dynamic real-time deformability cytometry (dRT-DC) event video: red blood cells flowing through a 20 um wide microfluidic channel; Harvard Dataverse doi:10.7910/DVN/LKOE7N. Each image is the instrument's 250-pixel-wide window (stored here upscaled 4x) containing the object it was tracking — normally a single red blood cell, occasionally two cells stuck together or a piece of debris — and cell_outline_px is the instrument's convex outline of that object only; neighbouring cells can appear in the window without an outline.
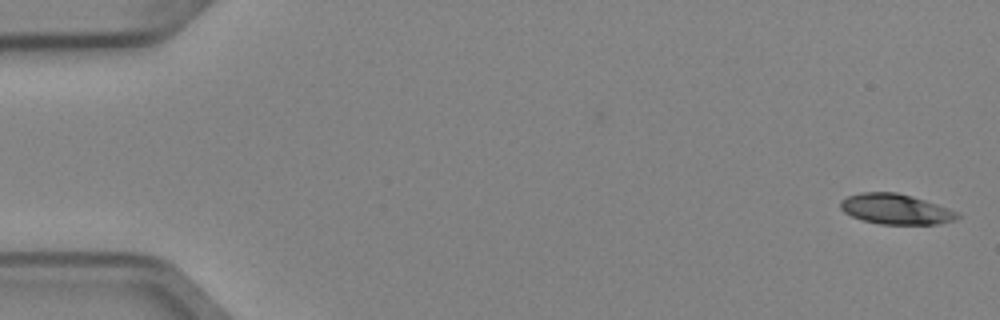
{"species": "Egyptian fruit bat (a non-hibernating species)", "species_latin": "Rousettus aegyptiacus", "temperature_condition": "cold", "stored_images_in_passage": 5, "camera_frame_rate_fps": 3000, "um_per_image_px": 0.085, "animal": {"sex": "female"}, "frame": {"image": 1, "passage_image": 1, "time_ms": 0.0, "image_size_px": [1000, 320], "cell_outline_px": [[960, 216], [956, 220], [940, 224], [880, 224], [864, 220], [852, 216], [844, 212], [840, 208], [840, 200], [848, 196], [860, 192], [896, 192], [912, 196], [960, 212]], "centroid_in_image_um": [76.15, 17.77], "position_along_channel_um": 8.8, "area_um2": 20.69}}
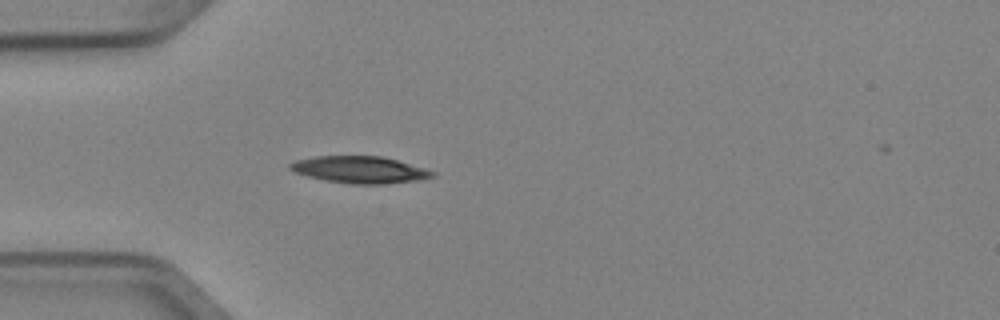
{"frame": {"image": 2, "passage_image": 4, "time_ms": 1.0, "image_size_px": [1000, 320], "cell_outline_px": [[436, 176], [420, 180], [380, 184], [352, 184], [328, 180], [308, 176], [296, 172], [288, 168], [288, 164], [296, 160], [316, 156], [380, 156], [396, 160], [424, 168], [436, 172]], "centroid_in_image_um": [30.6, 14.42], "position_along_channel_um": 54.4, "area_um2": 22.08}}